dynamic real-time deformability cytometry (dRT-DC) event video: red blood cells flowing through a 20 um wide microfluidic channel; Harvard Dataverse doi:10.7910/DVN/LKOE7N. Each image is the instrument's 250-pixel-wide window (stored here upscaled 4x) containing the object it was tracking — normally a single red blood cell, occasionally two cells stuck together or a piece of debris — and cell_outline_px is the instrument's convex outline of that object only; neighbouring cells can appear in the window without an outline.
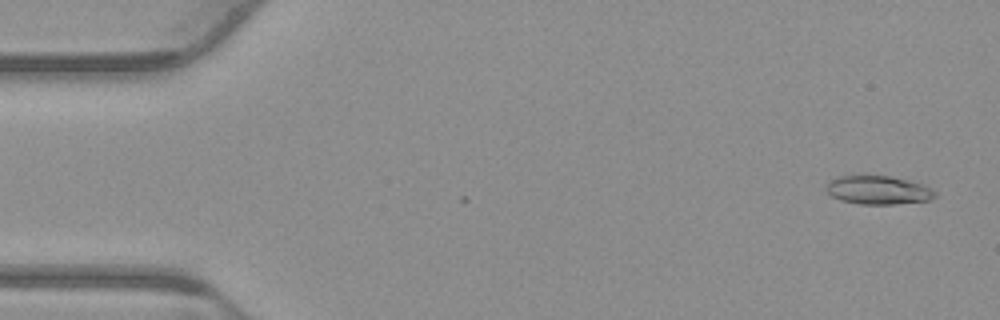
{"species": "common noctule bat (a hibernating species)", "species_latin": "Nyctalus noctula", "temperature_condition": "warm", "stored_images_in_passage": 4, "camera_frame_rate_fps": 3000, "um_per_image_px": 0.085, "animal": {"sex": "male", "body_mass_g": 23.1, "forearm_length_mm": 52.7}, "frame": {"image": 1, "passage_image": 1, "time_ms": 0.0, "image_size_px": [1000, 320], "cell_outline_px": [[936, 196], [928, 200], [892, 204], [860, 204], [840, 200], [832, 196], [828, 192], [828, 184], [832, 180], [840, 176], [856, 172], [888, 176], [908, 180], [924, 184], [932, 188], [936, 192]], "centroid_in_image_um": [74.64, 16.11], "position_along_channel_um": 10.4, "area_um2": 18.5}}